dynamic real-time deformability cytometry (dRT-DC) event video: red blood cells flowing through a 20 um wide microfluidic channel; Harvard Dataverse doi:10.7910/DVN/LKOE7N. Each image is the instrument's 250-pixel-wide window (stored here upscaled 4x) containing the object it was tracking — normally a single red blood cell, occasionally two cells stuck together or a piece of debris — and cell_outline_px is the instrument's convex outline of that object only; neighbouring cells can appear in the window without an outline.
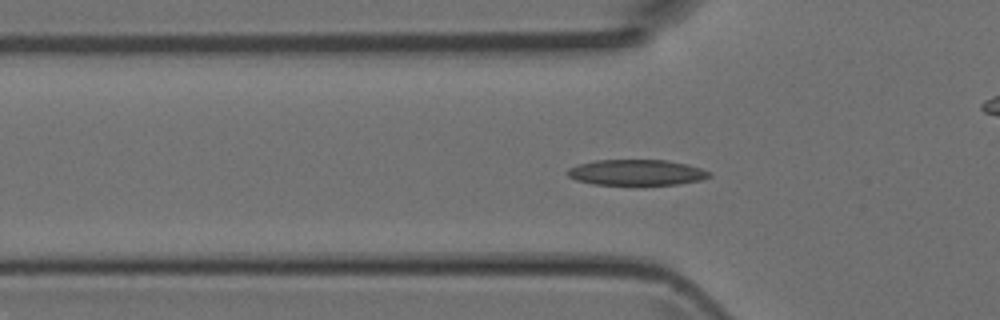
{"species": "Egyptian fruit bat (a non-hibernating species)", "species_latin": "Rousettus aegyptiacus", "temperature_condition": "room temperature", "stored_images_in_passage": 44, "camera_frame_rate_fps": 3000, "um_per_image_px": 0.085, "animal": {"sex": "female"}, "frame": {"image": 1, "passage_image": 15, "time_ms": 4.667, "image_size_px": [1000, 320], "cell_outline_px": [[712, 176], [704, 180], [676, 184], [636, 188], [592, 184], [576, 180], [568, 176], [564, 172], [568, 168], [580, 164], [596, 160], [668, 160], [688, 164], [712, 172]], "centroid_in_image_um": [54.12, 14.71], "position_along_channel_um": 71.7, "area_um2": 22.54}}
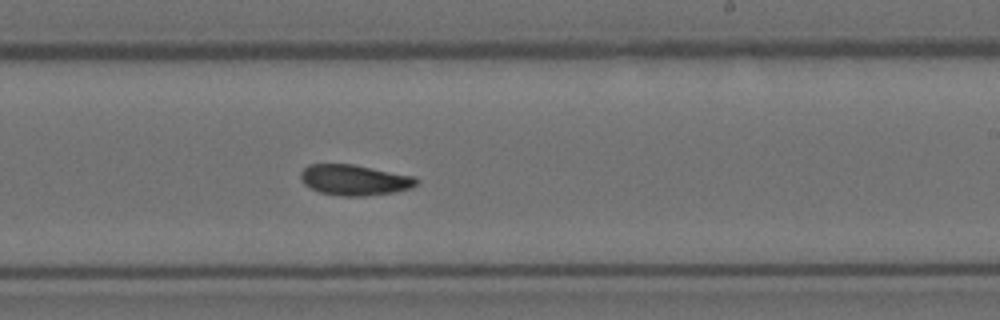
{"frame": {"image": 2, "passage_image": 28, "time_ms": 9.0, "image_size_px": [1000, 320], "cell_outline_px": [[420, 180], [412, 188], [392, 192], [364, 196], [340, 196], [320, 192], [304, 184], [300, 180], [300, 172], [308, 164], [352, 164], [416, 176]], "centroid_in_image_um": [30.14, 15.29], "position_along_channel_um": 258.9, "area_um2": 20.75}}
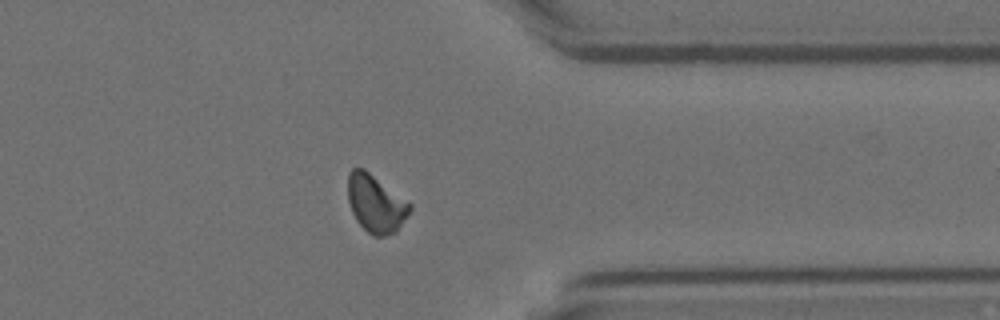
{"frame": {"image": 3, "passage_image": 37, "time_ms": 12.0, "image_size_px": [1000, 320], "cell_outline_px": [[412, 208], [408, 216], [396, 232], [384, 236], [372, 236], [356, 220], [352, 212], [348, 200], [348, 172], [352, 168], [364, 168], [408, 200], [412, 204]], "centroid_in_image_um": [31.96, 17.3], "position_along_channel_um": 379.4, "area_um2": 21.04}}